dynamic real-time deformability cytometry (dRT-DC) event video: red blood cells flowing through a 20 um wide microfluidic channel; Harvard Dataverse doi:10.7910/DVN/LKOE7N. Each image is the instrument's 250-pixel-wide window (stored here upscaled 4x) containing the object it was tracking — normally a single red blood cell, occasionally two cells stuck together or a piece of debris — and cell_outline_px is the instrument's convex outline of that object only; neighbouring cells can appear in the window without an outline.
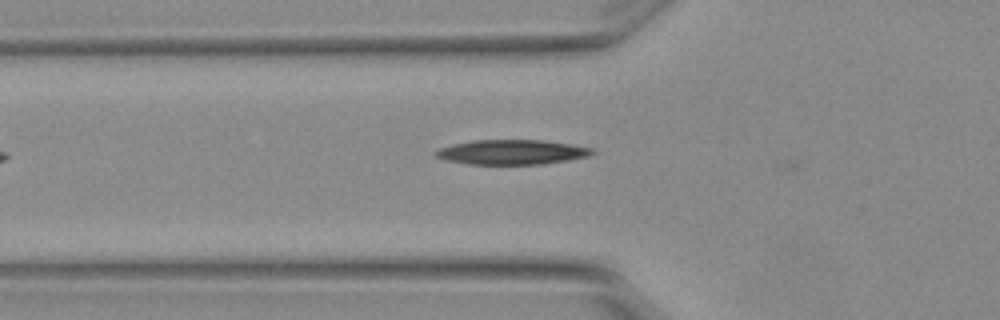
{"species": "Egyptian fruit bat (a non-hibernating species)", "species_latin": "Rousettus aegyptiacus", "temperature_condition": "warm", "stored_images_in_passage": 3, "camera_frame_rate_fps": 3000, "um_per_image_px": 0.085, "animal": {"sex": "female"}, "frame": {"image": 1, "passage_image": 3, "time_ms": 0.667, "image_size_px": [1000, 320], "cell_outline_px": [[596, 152], [588, 156], [568, 160], [540, 164], [468, 164], [444, 160], [436, 156], [432, 152], [440, 148], [452, 144], [472, 140], [544, 140], [572, 144], [592, 148]], "centroid_in_image_um": [43.48, 12.92], "position_along_channel_um": 82.3, "area_um2": 22.66}}